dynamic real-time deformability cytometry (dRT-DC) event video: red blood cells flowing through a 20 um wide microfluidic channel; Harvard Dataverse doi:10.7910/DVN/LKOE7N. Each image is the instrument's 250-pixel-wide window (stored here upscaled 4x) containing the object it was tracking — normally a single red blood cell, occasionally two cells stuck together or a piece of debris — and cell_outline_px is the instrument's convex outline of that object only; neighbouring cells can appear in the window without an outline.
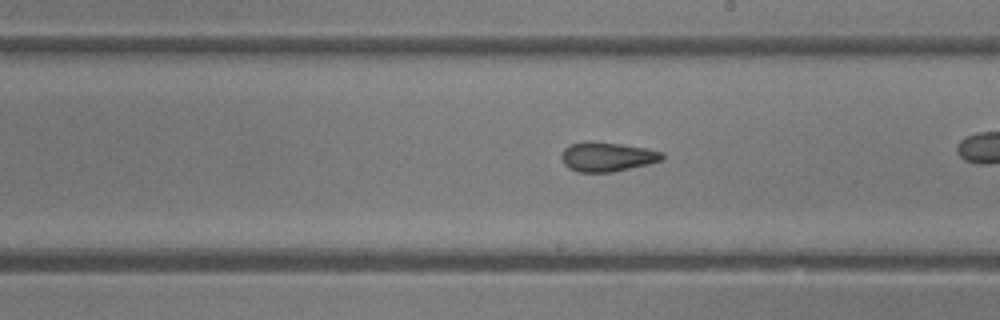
{"species": "common noctule bat (a hibernating species)", "species_latin": "Nyctalus noctula", "temperature_condition": "room temperature", "stored_images_in_passage": 24, "camera_frame_rate_fps": 3000, "um_per_image_px": 0.085, "animal": {"sex": "female"}, "frame": {"image": 1, "passage_image": 14, "time_ms": 4.333, "image_size_px": [1000, 320], "cell_outline_px": [[664, 160], [648, 164], [612, 172], [580, 172], [568, 168], [564, 164], [560, 156], [564, 148], [572, 144], [588, 140], [592, 140], [620, 144], [644, 148], [664, 152]], "centroid_in_image_um": [51.6, 13.32], "position_along_channel_um": 237.4, "area_um2": 17.34}}
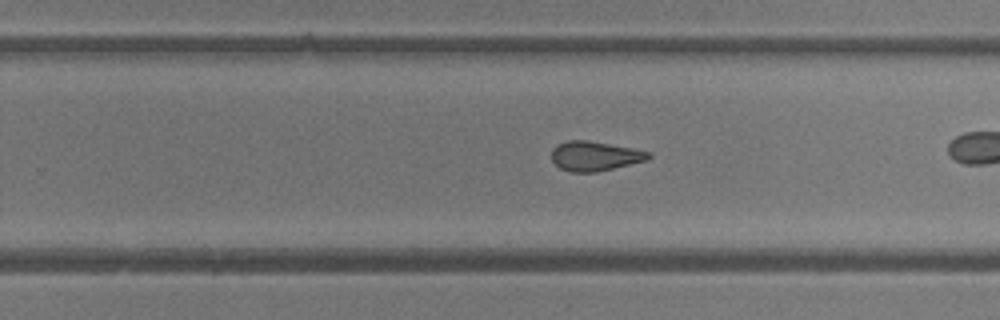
{"frame": {"image": 2, "passage_image": 17, "time_ms": 5.333, "image_size_px": [1000, 320], "cell_outline_px": [[652, 156], [648, 160], [596, 172], [568, 172], [560, 168], [552, 160], [552, 148], [556, 144], [568, 140], [588, 140], [632, 148], [652, 152]], "centroid_in_image_um": [50.56, 13.26], "position_along_channel_um": 279.2, "area_um2": 16.82}}